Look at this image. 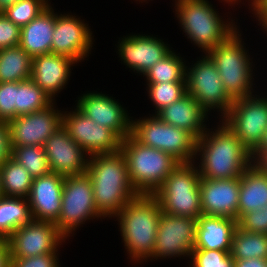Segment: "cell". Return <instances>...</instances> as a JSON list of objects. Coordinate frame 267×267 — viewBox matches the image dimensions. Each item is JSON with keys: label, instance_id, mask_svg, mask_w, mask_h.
Instances as JSON below:
<instances>
[{"label": "cell", "instance_id": "f6af8a7d", "mask_svg": "<svg viewBox=\"0 0 267 267\" xmlns=\"http://www.w3.org/2000/svg\"><path fill=\"white\" fill-rule=\"evenodd\" d=\"M253 6L256 15L259 16V20L262 22L267 17V0H253Z\"/></svg>", "mask_w": 267, "mask_h": 267}, {"label": "cell", "instance_id": "7a4b0ae2", "mask_svg": "<svg viewBox=\"0 0 267 267\" xmlns=\"http://www.w3.org/2000/svg\"><path fill=\"white\" fill-rule=\"evenodd\" d=\"M216 133L207 132L196 141V153L202 151L201 178L232 179L241 177L255 158L237 136L225 125ZM249 162V163H248Z\"/></svg>", "mask_w": 267, "mask_h": 267}, {"label": "cell", "instance_id": "7c38bea8", "mask_svg": "<svg viewBox=\"0 0 267 267\" xmlns=\"http://www.w3.org/2000/svg\"><path fill=\"white\" fill-rule=\"evenodd\" d=\"M52 107L19 115L8 122L10 147L43 146L63 126V114L56 113Z\"/></svg>", "mask_w": 267, "mask_h": 267}, {"label": "cell", "instance_id": "6da1fadb", "mask_svg": "<svg viewBox=\"0 0 267 267\" xmlns=\"http://www.w3.org/2000/svg\"><path fill=\"white\" fill-rule=\"evenodd\" d=\"M90 159L86 173L92 182L97 212L102 216H116L128 202L139 196L129 178L126 159L121 150L93 155Z\"/></svg>", "mask_w": 267, "mask_h": 267}, {"label": "cell", "instance_id": "4dcf8cb0", "mask_svg": "<svg viewBox=\"0 0 267 267\" xmlns=\"http://www.w3.org/2000/svg\"><path fill=\"white\" fill-rule=\"evenodd\" d=\"M52 103L50 98L31 78L17 82V105L15 118L19 115L35 113L47 108Z\"/></svg>", "mask_w": 267, "mask_h": 267}, {"label": "cell", "instance_id": "c3c4849f", "mask_svg": "<svg viewBox=\"0 0 267 267\" xmlns=\"http://www.w3.org/2000/svg\"><path fill=\"white\" fill-rule=\"evenodd\" d=\"M4 196L3 195V189H2V180H1V169H0V197Z\"/></svg>", "mask_w": 267, "mask_h": 267}, {"label": "cell", "instance_id": "b9f144b4", "mask_svg": "<svg viewBox=\"0 0 267 267\" xmlns=\"http://www.w3.org/2000/svg\"><path fill=\"white\" fill-rule=\"evenodd\" d=\"M0 267H11L10 247L5 239H0Z\"/></svg>", "mask_w": 267, "mask_h": 267}, {"label": "cell", "instance_id": "44dd1931", "mask_svg": "<svg viewBox=\"0 0 267 267\" xmlns=\"http://www.w3.org/2000/svg\"><path fill=\"white\" fill-rule=\"evenodd\" d=\"M119 48L121 59L143 74L171 52L161 40L140 35L123 39Z\"/></svg>", "mask_w": 267, "mask_h": 267}, {"label": "cell", "instance_id": "74e56055", "mask_svg": "<svg viewBox=\"0 0 267 267\" xmlns=\"http://www.w3.org/2000/svg\"><path fill=\"white\" fill-rule=\"evenodd\" d=\"M237 226L247 232L267 235V205L259 210L243 214L237 220Z\"/></svg>", "mask_w": 267, "mask_h": 267}, {"label": "cell", "instance_id": "52a82bcc", "mask_svg": "<svg viewBox=\"0 0 267 267\" xmlns=\"http://www.w3.org/2000/svg\"><path fill=\"white\" fill-rule=\"evenodd\" d=\"M131 135L141 144L168 153L179 163L191 162L197 139L187 130L162 121L157 115L132 122Z\"/></svg>", "mask_w": 267, "mask_h": 267}, {"label": "cell", "instance_id": "7dc6e473", "mask_svg": "<svg viewBox=\"0 0 267 267\" xmlns=\"http://www.w3.org/2000/svg\"><path fill=\"white\" fill-rule=\"evenodd\" d=\"M257 149H267V129L265 130V135L260 146Z\"/></svg>", "mask_w": 267, "mask_h": 267}, {"label": "cell", "instance_id": "d6986e66", "mask_svg": "<svg viewBox=\"0 0 267 267\" xmlns=\"http://www.w3.org/2000/svg\"><path fill=\"white\" fill-rule=\"evenodd\" d=\"M64 177L57 173L33 178L27 198L33 220L55 223L62 205Z\"/></svg>", "mask_w": 267, "mask_h": 267}, {"label": "cell", "instance_id": "2e32d148", "mask_svg": "<svg viewBox=\"0 0 267 267\" xmlns=\"http://www.w3.org/2000/svg\"><path fill=\"white\" fill-rule=\"evenodd\" d=\"M43 147L51 173L71 177L87 172L88 161L83 156L85 151L69 136L63 126L46 140Z\"/></svg>", "mask_w": 267, "mask_h": 267}, {"label": "cell", "instance_id": "cb8c5ba5", "mask_svg": "<svg viewBox=\"0 0 267 267\" xmlns=\"http://www.w3.org/2000/svg\"><path fill=\"white\" fill-rule=\"evenodd\" d=\"M205 113L202 106L191 95L186 94L161 109L156 115L165 123L187 130L196 139H199L204 133L202 123L206 116Z\"/></svg>", "mask_w": 267, "mask_h": 267}, {"label": "cell", "instance_id": "ffe728a7", "mask_svg": "<svg viewBox=\"0 0 267 267\" xmlns=\"http://www.w3.org/2000/svg\"><path fill=\"white\" fill-rule=\"evenodd\" d=\"M80 20L72 16H56L51 54L69 56L76 62L90 51L91 32Z\"/></svg>", "mask_w": 267, "mask_h": 267}, {"label": "cell", "instance_id": "ab89813d", "mask_svg": "<svg viewBox=\"0 0 267 267\" xmlns=\"http://www.w3.org/2000/svg\"><path fill=\"white\" fill-rule=\"evenodd\" d=\"M56 253L32 257H11V267H58Z\"/></svg>", "mask_w": 267, "mask_h": 267}, {"label": "cell", "instance_id": "836d02e7", "mask_svg": "<svg viewBox=\"0 0 267 267\" xmlns=\"http://www.w3.org/2000/svg\"><path fill=\"white\" fill-rule=\"evenodd\" d=\"M48 6L47 1L45 0H20L7 8L4 12H2V14H4L15 25L23 27L29 24Z\"/></svg>", "mask_w": 267, "mask_h": 267}, {"label": "cell", "instance_id": "30bf717a", "mask_svg": "<svg viewBox=\"0 0 267 267\" xmlns=\"http://www.w3.org/2000/svg\"><path fill=\"white\" fill-rule=\"evenodd\" d=\"M100 217L97 212L92 182L87 173L64 177L62 205L59 218L54 223L65 237L89 217Z\"/></svg>", "mask_w": 267, "mask_h": 267}, {"label": "cell", "instance_id": "9a60e30c", "mask_svg": "<svg viewBox=\"0 0 267 267\" xmlns=\"http://www.w3.org/2000/svg\"><path fill=\"white\" fill-rule=\"evenodd\" d=\"M63 239L53 222L32 220L16 229L7 242L11 257L23 258L55 253Z\"/></svg>", "mask_w": 267, "mask_h": 267}, {"label": "cell", "instance_id": "f907efd6", "mask_svg": "<svg viewBox=\"0 0 267 267\" xmlns=\"http://www.w3.org/2000/svg\"><path fill=\"white\" fill-rule=\"evenodd\" d=\"M225 1H227V2H233V1H236V0H225Z\"/></svg>", "mask_w": 267, "mask_h": 267}, {"label": "cell", "instance_id": "d4e9b609", "mask_svg": "<svg viewBox=\"0 0 267 267\" xmlns=\"http://www.w3.org/2000/svg\"><path fill=\"white\" fill-rule=\"evenodd\" d=\"M54 25L55 14L48 6L29 24L21 27L19 46L32 58L38 55L51 54Z\"/></svg>", "mask_w": 267, "mask_h": 267}, {"label": "cell", "instance_id": "d6a6232c", "mask_svg": "<svg viewBox=\"0 0 267 267\" xmlns=\"http://www.w3.org/2000/svg\"><path fill=\"white\" fill-rule=\"evenodd\" d=\"M149 84L164 82H186V68L182 60L172 51L146 73Z\"/></svg>", "mask_w": 267, "mask_h": 267}, {"label": "cell", "instance_id": "3957f363", "mask_svg": "<svg viewBox=\"0 0 267 267\" xmlns=\"http://www.w3.org/2000/svg\"><path fill=\"white\" fill-rule=\"evenodd\" d=\"M161 214L153 195H139L117 214L125 246L133 259L151 257Z\"/></svg>", "mask_w": 267, "mask_h": 267}, {"label": "cell", "instance_id": "d590c367", "mask_svg": "<svg viewBox=\"0 0 267 267\" xmlns=\"http://www.w3.org/2000/svg\"><path fill=\"white\" fill-rule=\"evenodd\" d=\"M193 267H235L230 252L221 250L193 249Z\"/></svg>", "mask_w": 267, "mask_h": 267}, {"label": "cell", "instance_id": "603a6c76", "mask_svg": "<svg viewBox=\"0 0 267 267\" xmlns=\"http://www.w3.org/2000/svg\"><path fill=\"white\" fill-rule=\"evenodd\" d=\"M237 220L232 218L201 215L197 218L194 249L231 251Z\"/></svg>", "mask_w": 267, "mask_h": 267}, {"label": "cell", "instance_id": "e0dca14e", "mask_svg": "<svg viewBox=\"0 0 267 267\" xmlns=\"http://www.w3.org/2000/svg\"><path fill=\"white\" fill-rule=\"evenodd\" d=\"M240 177L200 179L202 215L238 220Z\"/></svg>", "mask_w": 267, "mask_h": 267}, {"label": "cell", "instance_id": "ac0fdd59", "mask_svg": "<svg viewBox=\"0 0 267 267\" xmlns=\"http://www.w3.org/2000/svg\"><path fill=\"white\" fill-rule=\"evenodd\" d=\"M77 109L99 125L112 130L121 140L131 134L132 122L125 110L113 98L87 93L77 103Z\"/></svg>", "mask_w": 267, "mask_h": 267}, {"label": "cell", "instance_id": "f35d334b", "mask_svg": "<svg viewBox=\"0 0 267 267\" xmlns=\"http://www.w3.org/2000/svg\"><path fill=\"white\" fill-rule=\"evenodd\" d=\"M21 27L15 25L4 14L0 13V50L20 44Z\"/></svg>", "mask_w": 267, "mask_h": 267}, {"label": "cell", "instance_id": "60d3db41", "mask_svg": "<svg viewBox=\"0 0 267 267\" xmlns=\"http://www.w3.org/2000/svg\"><path fill=\"white\" fill-rule=\"evenodd\" d=\"M11 157L9 126L7 122L0 121V166Z\"/></svg>", "mask_w": 267, "mask_h": 267}, {"label": "cell", "instance_id": "ee69618b", "mask_svg": "<svg viewBox=\"0 0 267 267\" xmlns=\"http://www.w3.org/2000/svg\"><path fill=\"white\" fill-rule=\"evenodd\" d=\"M252 155H257L256 166L267 174V149H256Z\"/></svg>", "mask_w": 267, "mask_h": 267}, {"label": "cell", "instance_id": "7402d4cb", "mask_svg": "<svg viewBox=\"0 0 267 267\" xmlns=\"http://www.w3.org/2000/svg\"><path fill=\"white\" fill-rule=\"evenodd\" d=\"M76 62L61 54H44L32 58L31 79L50 97L62 89Z\"/></svg>", "mask_w": 267, "mask_h": 267}, {"label": "cell", "instance_id": "484cf974", "mask_svg": "<svg viewBox=\"0 0 267 267\" xmlns=\"http://www.w3.org/2000/svg\"><path fill=\"white\" fill-rule=\"evenodd\" d=\"M267 205V174L250 164L240 177L238 219Z\"/></svg>", "mask_w": 267, "mask_h": 267}, {"label": "cell", "instance_id": "681fc988", "mask_svg": "<svg viewBox=\"0 0 267 267\" xmlns=\"http://www.w3.org/2000/svg\"><path fill=\"white\" fill-rule=\"evenodd\" d=\"M262 26H264L267 29V17L262 21Z\"/></svg>", "mask_w": 267, "mask_h": 267}, {"label": "cell", "instance_id": "83f0119b", "mask_svg": "<svg viewBox=\"0 0 267 267\" xmlns=\"http://www.w3.org/2000/svg\"><path fill=\"white\" fill-rule=\"evenodd\" d=\"M32 57L19 45L0 50V83L31 77Z\"/></svg>", "mask_w": 267, "mask_h": 267}, {"label": "cell", "instance_id": "e575fe53", "mask_svg": "<svg viewBox=\"0 0 267 267\" xmlns=\"http://www.w3.org/2000/svg\"><path fill=\"white\" fill-rule=\"evenodd\" d=\"M149 85V95L156 105L157 113L187 94L186 82H164Z\"/></svg>", "mask_w": 267, "mask_h": 267}, {"label": "cell", "instance_id": "8fae6325", "mask_svg": "<svg viewBox=\"0 0 267 267\" xmlns=\"http://www.w3.org/2000/svg\"><path fill=\"white\" fill-rule=\"evenodd\" d=\"M187 94L191 95L207 112L208 108H220L224 116L233 99L226 92L215 63L207 55L186 73Z\"/></svg>", "mask_w": 267, "mask_h": 267}, {"label": "cell", "instance_id": "277c9868", "mask_svg": "<svg viewBox=\"0 0 267 267\" xmlns=\"http://www.w3.org/2000/svg\"><path fill=\"white\" fill-rule=\"evenodd\" d=\"M120 150L126 159L131 183L139 195H153L179 164L168 153L141 144L131 134L121 140Z\"/></svg>", "mask_w": 267, "mask_h": 267}, {"label": "cell", "instance_id": "ba28073f", "mask_svg": "<svg viewBox=\"0 0 267 267\" xmlns=\"http://www.w3.org/2000/svg\"><path fill=\"white\" fill-rule=\"evenodd\" d=\"M237 33L235 31L224 42L208 52V56L217 67L226 92L233 100L244 98L252 93L250 62Z\"/></svg>", "mask_w": 267, "mask_h": 267}, {"label": "cell", "instance_id": "8d00e7d4", "mask_svg": "<svg viewBox=\"0 0 267 267\" xmlns=\"http://www.w3.org/2000/svg\"><path fill=\"white\" fill-rule=\"evenodd\" d=\"M17 105V82L0 83V121L10 122L15 119Z\"/></svg>", "mask_w": 267, "mask_h": 267}, {"label": "cell", "instance_id": "4316f807", "mask_svg": "<svg viewBox=\"0 0 267 267\" xmlns=\"http://www.w3.org/2000/svg\"><path fill=\"white\" fill-rule=\"evenodd\" d=\"M32 220L30 205L24 198L0 197V239L7 240L16 229Z\"/></svg>", "mask_w": 267, "mask_h": 267}, {"label": "cell", "instance_id": "bcb514c9", "mask_svg": "<svg viewBox=\"0 0 267 267\" xmlns=\"http://www.w3.org/2000/svg\"><path fill=\"white\" fill-rule=\"evenodd\" d=\"M20 0H0V13L4 12L7 8L14 5Z\"/></svg>", "mask_w": 267, "mask_h": 267}, {"label": "cell", "instance_id": "f1b7e54d", "mask_svg": "<svg viewBox=\"0 0 267 267\" xmlns=\"http://www.w3.org/2000/svg\"><path fill=\"white\" fill-rule=\"evenodd\" d=\"M4 196L29 197L33 177L28 170L9 157L0 166Z\"/></svg>", "mask_w": 267, "mask_h": 267}, {"label": "cell", "instance_id": "5b68a950", "mask_svg": "<svg viewBox=\"0 0 267 267\" xmlns=\"http://www.w3.org/2000/svg\"><path fill=\"white\" fill-rule=\"evenodd\" d=\"M192 162L179 163L153 194L163 213L198 218L202 215L200 173Z\"/></svg>", "mask_w": 267, "mask_h": 267}, {"label": "cell", "instance_id": "f546056e", "mask_svg": "<svg viewBox=\"0 0 267 267\" xmlns=\"http://www.w3.org/2000/svg\"><path fill=\"white\" fill-rule=\"evenodd\" d=\"M230 254L234 260L267 259V235L247 232L237 226L233 234Z\"/></svg>", "mask_w": 267, "mask_h": 267}, {"label": "cell", "instance_id": "8992f818", "mask_svg": "<svg viewBox=\"0 0 267 267\" xmlns=\"http://www.w3.org/2000/svg\"><path fill=\"white\" fill-rule=\"evenodd\" d=\"M176 6L184 31L207 53L236 31L230 23L223 24L205 0H178Z\"/></svg>", "mask_w": 267, "mask_h": 267}, {"label": "cell", "instance_id": "5bb4252c", "mask_svg": "<svg viewBox=\"0 0 267 267\" xmlns=\"http://www.w3.org/2000/svg\"><path fill=\"white\" fill-rule=\"evenodd\" d=\"M76 110L73 114L63 115V127L89 156L110 154L120 150L121 139L112 130Z\"/></svg>", "mask_w": 267, "mask_h": 267}, {"label": "cell", "instance_id": "4fadbf2b", "mask_svg": "<svg viewBox=\"0 0 267 267\" xmlns=\"http://www.w3.org/2000/svg\"><path fill=\"white\" fill-rule=\"evenodd\" d=\"M197 218L163 213L151 257L189 255L196 243Z\"/></svg>", "mask_w": 267, "mask_h": 267}, {"label": "cell", "instance_id": "1f68e13d", "mask_svg": "<svg viewBox=\"0 0 267 267\" xmlns=\"http://www.w3.org/2000/svg\"><path fill=\"white\" fill-rule=\"evenodd\" d=\"M11 158L26 168L33 178L51 173L43 146L12 147Z\"/></svg>", "mask_w": 267, "mask_h": 267}, {"label": "cell", "instance_id": "9c48e42d", "mask_svg": "<svg viewBox=\"0 0 267 267\" xmlns=\"http://www.w3.org/2000/svg\"><path fill=\"white\" fill-rule=\"evenodd\" d=\"M251 95L233 101L223 124L253 153L260 146L267 129V99Z\"/></svg>", "mask_w": 267, "mask_h": 267}, {"label": "cell", "instance_id": "7bdbcfd3", "mask_svg": "<svg viewBox=\"0 0 267 267\" xmlns=\"http://www.w3.org/2000/svg\"><path fill=\"white\" fill-rule=\"evenodd\" d=\"M235 267H267V259L250 258L246 260H234Z\"/></svg>", "mask_w": 267, "mask_h": 267}]
</instances>
